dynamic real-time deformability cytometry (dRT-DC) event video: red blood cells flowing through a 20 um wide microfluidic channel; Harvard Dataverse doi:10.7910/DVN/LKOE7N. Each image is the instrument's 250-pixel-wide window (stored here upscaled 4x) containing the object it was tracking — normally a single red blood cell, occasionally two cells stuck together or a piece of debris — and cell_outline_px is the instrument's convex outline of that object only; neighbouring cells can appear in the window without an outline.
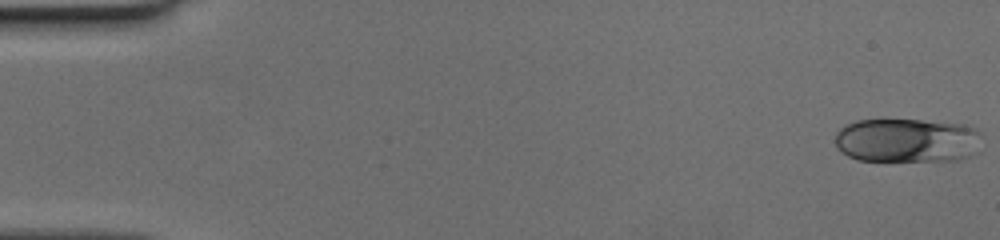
{"species": "human", "species_latin": "Homo sapiens", "temperature_condition": "cold", "stored_images_in_passage": 50, "camera_frame_rate_fps": 3000, "um_per_image_px": 0.085, "donor": {"sex": "female"}, "frame": {"image": 1, "passage_image": 1, "time_ms": 0.0, "image_size_px": [1000, 240], "cell_outline_px": [[976, 132], [968, 156], [960, 160], [856, 160], [848, 156], [836, 148], [836, 132], [844, 124], [856, 120], [920, 120], [968, 124], [976, 128]], "centroid_in_image_um": [76.94, 11.91], "position_along_channel_um": 8.1, "area_um2": 36.93}}
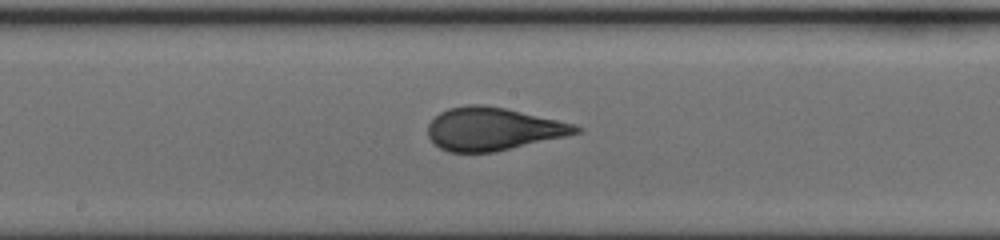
{"frame": {"image": 2, "passage_image": 27, "time_ms": 8.667, "image_size_px": [1000, 240], "cell_outline_px": [[584, 128], [580, 132], [564, 136], [496, 152], [448, 152], [440, 148], [428, 136], [428, 124], [440, 112], [448, 108], [468, 104], [484, 104], [504, 108], [556, 120], [572, 124]], "centroid_in_image_um": [41.86, 10.96], "position_along_channel_um": 206.3, "area_um2": 36.59}}
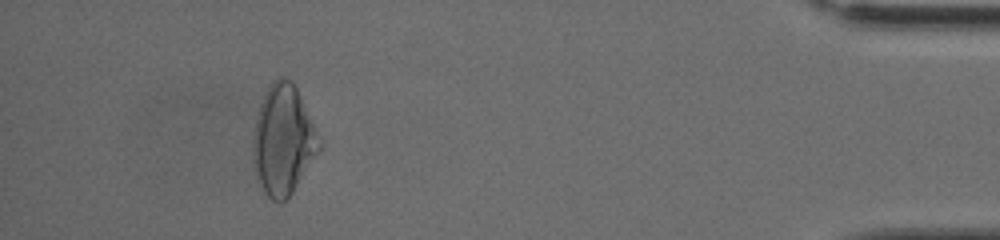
{"frame": {"image": 3, "passage_image": 46, "time_ms": 15.0, "image_size_px": [1000, 240], "cell_outline_px": [[320, 148], [292, 192], [280, 204], [272, 200], [264, 192], [256, 176], [252, 160], [252, 140], [256, 120], [260, 104], [272, 80], [280, 76], [284, 76], [292, 80], [300, 96], [312, 124], [320, 144]], "centroid_in_image_um": [24.01, 11.91], "position_along_channel_um": 411.2, "area_um2": 41.5}}